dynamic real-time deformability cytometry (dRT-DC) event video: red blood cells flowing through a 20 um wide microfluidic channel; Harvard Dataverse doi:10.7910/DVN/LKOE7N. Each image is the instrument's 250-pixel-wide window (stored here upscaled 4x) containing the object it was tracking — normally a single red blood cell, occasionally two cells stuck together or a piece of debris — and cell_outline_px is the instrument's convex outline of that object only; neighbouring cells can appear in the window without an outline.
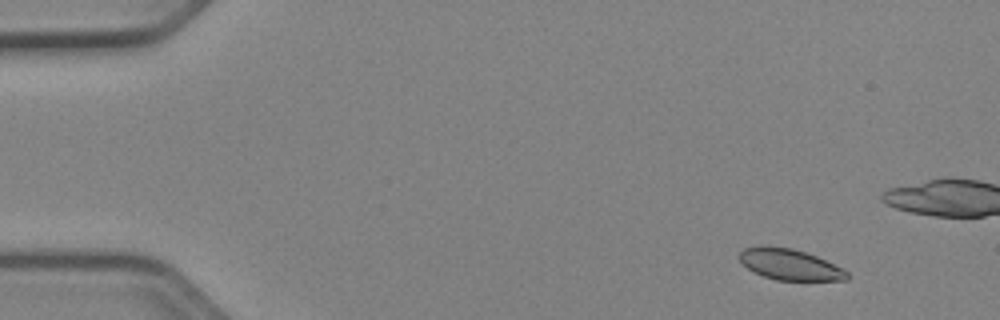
{"species": "Egyptian fruit bat (a non-hibernating species)", "species_latin": "Rousettus aegyptiacus", "temperature_condition": "cold", "stored_images_in_passage": 18, "camera_frame_rate_fps": 3000, "um_per_image_px": 0.085, "animal": {"sex": "female"}, "frame": {"image": 1, "passage_image": 6, "time_ms": 1.667, "image_size_px": [1000, 320], "cell_outline_px": [[848, 280], [776, 280], [764, 276], [748, 268], [740, 260], [740, 252], [744, 248], [764, 244], [792, 248], [816, 256], [848, 272]], "centroid_in_image_um": [67.1, 22.46], "position_along_channel_um": 17.9, "area_um2": 19.19}}